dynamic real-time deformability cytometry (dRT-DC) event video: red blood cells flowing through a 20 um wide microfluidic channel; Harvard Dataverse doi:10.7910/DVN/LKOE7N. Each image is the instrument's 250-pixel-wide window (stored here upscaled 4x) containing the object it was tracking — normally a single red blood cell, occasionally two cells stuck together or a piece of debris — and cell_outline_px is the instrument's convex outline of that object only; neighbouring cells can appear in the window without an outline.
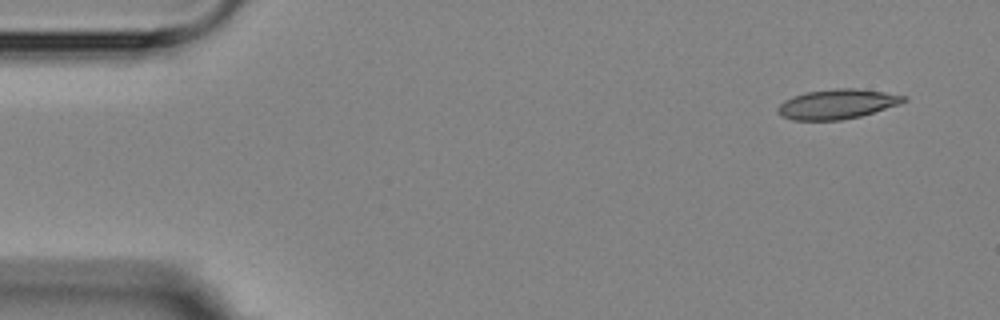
{"species": "Egyptian fruit bat (a non-hibernating species)", "species_latin": "Rousettus aegyptiacus", "temperature_condition": "room temperature", "stored_images_in_passage": 14, "camera_frame_rate_fps": 3000, "um_per_image_px": 0.085, "animal": {"sex": "female"}, "frame": {"image": 1, "passage_image": 1, "time_ms": 0.0, "image_size_px": [1000, 320], "cell_outline_px": [[908, 100], [900, 104], [860, 116], [840, 120], [792, 120], [780, 116], [776, 112], [776, 108], [784, 100], [792, 96], [808, 92], [836, 88], [856, 88], [884, 92], [908, 96]], "centroid_in_image_um": [71.14, 8.85], "position_along_channel_um": 13.9, "area_um2": 21.91}}
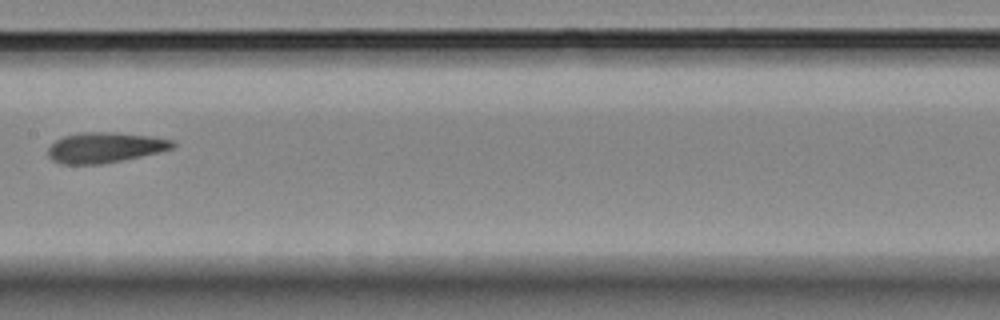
{"frame": {"image": 2, "passage_image": 7, "time_ms": 8.0, "image_size_px": [1000, 320], "cell_outline_px": [[176, 144], [172, 148], [140, 156], [100, 164], [60, 164], [52, 160], [48, 156], [48, 148], [56, 140], [64, 136], [80, 132], [116, 132], [152, 136], [172, 140]], "centroid_in_image_um": [8.88, 12.53], "position_along_channel_um": 198.5, "area_um2": 21.91}}
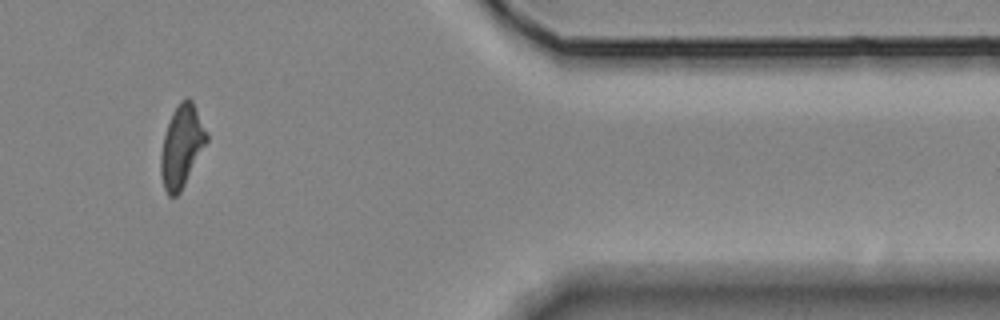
{"frame": {"image": 3, "passage_image": 12, "time_ms": 14.333, "image_size_px": [1000, 320], "cell_outline_px": [[208, 140], [180, 192], [176, 196], [168, 196], [164, 188], [160, 176], [160, 152], [164, 136], [172, 112], [180, 100], [188, 96], [192, 100], [208, 132]], "centroid_in_image_um": [15.43, 12.41], "position_along_channel_um": 396.0, "area_um2": 21.96}, "authors_computed_cell_mechanics": {"area_um2": 21.9351, "velocity_mm_per_s": 3.6109, "shape_relaxation_time_tau1_ms": 6.7326, "shape_relaxation_time_tau2_ms": 4.01, "deformation_change_tau1": 0.1406, "deformation_change_tau2": 0.1189}}